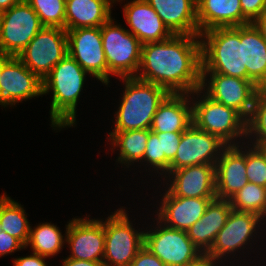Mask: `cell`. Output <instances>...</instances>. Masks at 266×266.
<instances>
[{
	"mask_svg": "<svg viewBox=\"0 0 266 266\" xmlns=\"http://www.w3.org/2000/svg\"><path fill=\"white\" fill-rule=\"evenodd\" d=\"M199 39L200 36L172 35L161 42L142 44L136 78L163 87L170 94H197L198 100L203 93Z\"/></svg>",
	"mask_w": 266,
	"mask_h": 266,
	"instance_id": "6da1fadb",
	"label": "cell"
},
{
	"mask_svg": "<svg viewBox=\"0 0 266 266\" xmlns=\"http://www.w3.org/2000/svg\"><path fill=\"white\" fill-rule=\"evenodd\" d=\"M87 73L67 54L42 81L43 95L53 92L50 120L54 130L75 126L77 102Z\"/></svg>",
	"mask_w": 266,
	"mask_h": 266,
	"instance_id": "7a4b0ae2",
	"label": "cell"
},
{
	"mask_svg": "<svg viewBox=\"0 0 266 266\" xmlns=\"http://www.w3.org/2000/svg\"><path fill=\"white\" fill-rule=\"evenodd\" d=\"M125 82L122 101L115 115L112 132L150 129L159 105L170 94L165 88L136 77L121 78Z\"/></svg>",
	"mask_w": 266,
	"mask_h": 266,
	"instance_id": "3957f363",
	"label": "cell"
},
{
	"mask_svg": "<svg viewBox=\"0 0 266 266\" xmlns=\"http://www.w3.org/2000/svg\"><path fill=\"white\" fill-rule=\"evenodd\" d=\"M202 73H220L247 79L243 68L240 26L218 27L200 33Z\"/></svg>",
	"mask_w": 266,
	"mask_h": 266,
	"instance_id": "277c9868",
	"label": "cell"
},
{
	"mask_svg": "<svg viewBox=\"0 0 266 266\" xmlns=\"http://www.w3.org/2000/svg\"><path fill=\"white\" fill-rule=\"evenodd\" d=\"M113 20L111 17L100 27L107 60V85L111 74L119 78L136 77L142 53L139 39Z\"/></svg>",
	"mask_w": 266,
	"mask_h": 266,
	"instance_id": "5b68a950",
	"label": "cell"
},
{
	"mask_svg": "<svg viewBox=\"0 0 266 266\" xmlns=\"http://www.w3.org/2000/svg\"><path fill=\"white\" fill-rule=\"evenodd\" d=\"M191 103L192 123L197 128L218 136L227 145H237L239 141L236 143V138L246 137L247 120L235 109L212 100L204 93L199 101Z\"/></svg>",
	"mask_w": 266,
	"mask_h": 266,
	"instance_id": "8992f818",
	"label": "cell"
},
{
	"mask_svg": "<svg viewBox=\"0 0 266 266\" xmlns=\"http://www.w3.org/2000/svg\"><path fill=\"white\" fill-rule=\"evenodd\" d=\"M127 214L120 208L104 221V266H130L144 246V231L135 230Z\"/></svg>",
	"mask_w": 266,
	"mask_h": 266,
	"instance_id": "52a82bcc",
	"label": "cell"
},
{
	"mask_svg": "<svg viewBox=\"0 0 266 266\" xmlns=\"http://www.w3.org/2000/svg\"><path fill=\"white\" fill-rule=\"evenodd\" d=\"M144 232V246L166 266H191L204 254L193 244L186 231L163 225Z\"/></svg>",
	"mask_w": 266,
	"mask_h": 266,
	"instance_id": "ba28073f",
	"label": "cell"
},
{
	"mask_svg": "<svg viewBox=\"0 0 266 266\" xmlns=\"http://www.w3.org/2000/svg\"><path fill=\"white\" fill-rule=\"evenodd\" d=\"M67 54L66 30L44 26L17 57L43 81Z\"/></svg>",
	"mask_w": 266,
	"mask_h": 266,
	"instance_id": "9c48e42d",
	"label": "cell"
},
{
	"mask_svg": "<svg viewBox=\"0 0 266 266\" xmlns=\"http://www.w3.org/2000/svg\"><path fill=\"white\" fill-rule=\"evenodd\" d=\"M43 27L33 8L21 0L0 13V50L18 56Z\"/></svg>",
	"mask_w": 266,
	"mask_h": 266,
	"instance_id": "30bf717a",
	"label": "cell"
},
{
	"mask_svg": "<svg viewBox=\"0 0 266 266\" xmlns=\"http://www.w3.org/2000/svg\"><path fill=\"white\" fill-rule=\"evenodd\" d=\"M207 76L210 77V81H207ZM200 89L203 92L205 90L204 93L212 100L238 111L246 120L251 114L256 95L260 90L251 80L220 73H202Z\"/></svg>",
	"mask_w": 266,
	"mask_h": 266,
	"instance_id": "8fae6325",
	"label": "cell"
},
{
	"mask_svg": "<svg viewBox=\"0 0 266 266\" xmlns=\"http://www.w3.org/2000/svg\"><path fill=\"white\" fill-rule=\"evenodd\" d=\"M227 146L218 136L202 131L192 123L182 133L179 148L170 162L169 172L192 165H216Z\"/></svg>",
	"mask_w": 266,
	"mask_h": 266,
	"instance_id": "7c38bea8",
	"label": "cell"
},
{
	"mask_svg": "<svg viewBox=\"0 0 266 266\" xmlns=\"http://www.w3.org/2000/svg\"><path fill=\"white\" fill-rule=\"evenodd\" d=\"M68 54L90 76L107 85V60L100 27L66 30Z\"/></svg>",
	"mask_w": 266,
	"mask_h": 266,
	"instance_id": "4fadbf2b",
	"label": "cell"
},
{
	"mask_svg": "<svg viewBox=\"0 0 266 266\" xmlns=\"http://www.w3.org/2000/svg\"><path fill=\"white\" fill-rule=\"evenodd\" d=\"M261 220L264 221V218L255 213L231 210L224 227L218 232L205 256L221 262L220 259L225 258L226 254L235 253L242 246V249L246 248L245 245L257 232L256 227L259 229Z\"/></svg>",
	"mask_w": 266,
	"mask_h": 266,
	"instance_id": "5bb4252c",
	"label": "cell"
},
{
	"mask_svg": "<svg viewBox=\"0 0 266 266\" xmlns=\"http://www.w3.org/2000/svg\"><path fill=\"white\" fill-rule=\"evenodd\" d=\"M66 242L71 254L68 258L103 261L105 251L104 222L101 220L72 218L66 225Z\"/></svg>",
	"mask_w": 266,
	"mask_h": 266,
	"instance_id": "9a60e30c",
	"label": "cell"
},
{
	"mask_svg": "<svg viewBox=\"0 0 266 266\" xmlns=\"http://www.w3.org/2000/svg\"><path fill=\"white\" fill-rule=\"evenodd\" d=\"M42 95V80L17 56H12L5 63L0 77V105L12 106L17 102Z\"/></svg>",
	"mask_w": 266,
	"mask_h": 266,
	"instance_id": "2e32d148",
	"label": "cell"
},
{
	"mask_svg": "<svg viewBox=\"0 0 266 266\" xmlns=\"http://www.w3.org/2000/svg\"><path fill=\"white\" fill-rule=\"evenodd\" d=\"M167 175L173 178L169 185L167 183V191L172 196L216 198L215 165H192L173 170Z\"/></svg>",
	"mask_w": 266,
	"mask_h": 266,
	"instance_id": "e0dca14e",
	"label": "cell"
},
{
	"mask_svg": "<svg viewBox=\"0 0 266 266\" xmlns=\"http://www.w3.org/2000/svg\"><path fill=\"white\" fill-rule=\"evenodd\" d=\"M241 147L239 144L228 145L215 165L216 198L229 200L248 183L246 149Z\"/></svg>",
	"mask_w": 266,
	"mask_h": 266,
	"instance_id": "ac0fdd59",
	"label": "cell"
},
{
	"mask_svg": "<svg viewBox=\"0 0 266 266\" xmlns=\"http://www.w3.org/2000/svg\"><path fill=\"white\" fill-rule=\"evenodd\" d=\"M158 209V220L168 227L187 231L201 219L211 200L215 198H186L172 196L167 190Z\"/></svg>",
	"mask_w": 266,
	"mask_h": 266,
	"instance_id": "d6986e66",
	"label": "cell"
},
{
	"mask_svg": "<svg viewBox=\"0 0 266 266\" xmlns=\"http://www.w3.org/2000/svg\"><path fill=\"white\" fill-rule=\"evenodd\" d=\"M124 18L131 32L142 44L161 42L173 34L156 11L145 0H133L124 5Z\"/></svg>",
	"mask_w": 266,
	"mask_h": 266,
	"instance_id": "ffe728a7",
	"label": "cell"
},
{
	"mask_svg": "<svg viewBox=\"0 0 266 266\" xmlns=\"http://www.w3.org/2000/svg\"><path fill=\"white\" fill-rule=\"evenodd\" d=\"M145 1L156 11L173 35L200 36L197 21V0Z\"/></svg>",
	"mask_w": 266,
	"mask_h": 266,
	"instance_id": "44dd1931",
	"label": "cell"
},
{
	"mask_svg": "<svg viewBox=\"0 0 266 266\" xmlns=\"http://www.w3.org/2000/svg\"><path fill=\"white\" fill-rule=\"evenodd\" d=\"M231 210L229 200L215 198L210 201L201 219L186 231L193 244L204 255L211 249Z\"/></svg>",
	"mask_w": 266,
	"mask_h": 266,
	"instance_id": "7402d4cb",
	"label": "cell"
},
{
	"mask_svg": "<svg viewBox=\"0 0 266 266\" xmlns=\"http://www.w3.org/2000/svg\"><path fill=\"white\" fill-rule=\"evenodd\" d=\"M197 21L199 33L251 23L242 14L240 0H197Z\"/></svg>",
	"mask_w": 266,
	"mask_h": 266,
	"instance_id": "603a6c76",
	"label": "cell"
},
{
	"mask_svg": "<svg viewBox=\"0 0 266 266\" xmlns=\"http://www.w3.org/2000/svg\"><path fill=\"white\" fill-rule=\"evenodd\" d=\"M186 96V97H185ZM189 94H169L159 105L150 130L162 133H183L192 124Z\"/></svg>",
	"mask_w": 266,
	"mask_h": 266,
	"instance_id": "cb8c5ba5",
	"label": "cell"
},
{
	"mask_svg": "<svg viewBox=\"0 0 266 266\" xmlns=\"http://www.w3.org/2000/svg\"><path fill=\"white\" fill-rule=\"evenodd\" d=\"M240 42L243 43V68L247 69V80L266 89V41L252 22L240 26Z\"/></svg>",
	"mask_w": 266,
	"mask_h": 266,
	"instance_id": "d4e9b609",
	"label": "cell"
},
{
	"mask_svg": "<svg viewBox=\"0 0 266 266\" xmlns=\"http://www.w3.org/2000/svg\"><path fill=\"white\" fill-rule=\"evenodd\" d=\"M115 0H66L65 30L101 27L111 18Z\"/></svg>",
	"mask_w": 266,
	"mask_h": 266,
	"instance_id": "484cf974",
	"label": "cell"
},
{
	"mask_svg": "<svg viewBox=\"0 0 266 266\" xmlns=\"http://www.w3.org/2000/svg\"><path fill=\"white\" fill-rule=\"evenodd\" d=\"M149 129H138L123 132H111L108 137L112 147H119L118 163L127 164V168L134 162H141L147 146Z\"/></svg>",
	"mask_w": 266,
	"mask_h": 266,
	"instance_id": "4316f807",
	"label": "cell"
},
{
	"mask_svg": "<svg viewBox=\"0 0 266 266\" xmlns=\"http://www.w3.org/2000/svg\"><path fill=\"white\" fill-rule=\"evenodd\" d=\"M0 227L26 247L31 226L24 208L9 196L0 203Z\"/></svg>",
	"mask_w": 266,
	"mask_h": 266,
	"instance_id": "83f0119b",
	"label": "cell"
},
{
	"mask_svg": "<svg viewBox=\"0 0 266 266\" xmlns=\"http://www.w3.org/2000/svg\"><path fill=\"white\" fill-rule=\"evenodd\" d=\"M58 227L51 223H42L35 226L34 229L30 227L29 239L26 246H31L33 253L52 257L55 256L64 246L66 238L60 232ZM65 241V242H64Z\"/></svg>",
	"mask_w": 266,
	"mask_h": 266,
	"instance_id": "f1b7e54d",
	"label": "cell"
},
{
	"mask_svg": "<svg viewBox=\"0 0 266 266\" xmlns=\"http://www.w3.org/2000/svg\"><path fill=\"white\" fill-rule=\"evenodd\" d=\"M232 210L252 212L266 220V187L248 182L229 199Z\"/></svg>",
	"mask_w": 266,
	"mask_h": 266,
	"instance_id": "f546056e",
	"label": "cell"
},
{
	"mask_svg": "<svg viewBox=\"0 0 266 266\" xmlns=\"http://www.w3.org/2000/svg\"><path fill=\"white\" fill-rule=\"evenodd\" d=\"M246 138L251 136L254 146H266V89H260L246 123ZM254 134V135H253ZM256 138H255V137Z\"/></svg>",
	"mask_w": 266,
	"mask_h": 266,
	"instance_id": "4dcf8cb0",
	"label": "cell"
},
{
	"mask_svg": "<svg viewBox=\"0 0 266 266\" xmlns=\"http://www.w3.org/2000/svg\"><path fill=\"white\" fill-rule=\"evenodd\" d=\"M43 26L65 29L66 0H25Z\"/></svg>",
	"mask_w": 266,
	"mask_h": 266,
	"instance_id": "1f68e13d",
	"label": "cell"
},
{
	"mask_svg": "<svg viewBox=\"0 0 266 266\" xmlns=\"http://www.w3.org/2000/svg\"><path fill=\"white\" fill-rule=\"evenodd\" d=\"M246 150V174L248 182L266 187V156L258 147L250 145Z\"/></svg>",
	"mask_w": 266,
	"mask_h": 266,
	"instance_id": "d6a6232c",
	"label": "cell"
},
{
	"mask_svg": "<svg viewBox=\"0 0 266 266\" xmlns=\"http://www.w3.org/2000/svg\"><path fill=\"white\" fill-rule=\"evenodd\" d=\"M157 134L161 147V171L166 175L169 172L170 162L174 159L179 148L182 133H162Z\"/></svg>",
	"mask_w": 266,
	"mask_h": 266,
	"instance_id": "836d02e7",
	"label": "cell"
},
{
	"mask_svg": "<svg viewBox=\"0 0 266 266\" xmlns=\"http://www.w3.org/2000/svg\"><path fill=\"white\" fill-rule=\"evenodd\" d=\"M142 162L149 163L155 170L161 171V147L156 133L149 129L147 146L144 152Z\"/></svg>",
	"mask_w": 266,
	"mask_h": 266,
	"instance_id": "e575fe53",
	"label": "cell"
},
{
	"mask_svg": "<svg viewBox=\"0 0 266 266\" xmlns=\"http://www.w3.org/2000/svg\"><path fill=\"white\" fill-rule=\"evenodd\" d=\"M242 14L253 22L266 8V0H240Z\"/></svg>",
	"mask_w": 266,
	"mask_h": 266,
	"instance_id": "d590c367",
	"label": "cell"
},
{
	"mask_svg": "<svg viewBox=\"0 0 266 266\" xmlns=\"http://www.w3.org/2000/svg\"><path fill=\"white\" fill-rule=\"evenodd\" d=\"M130 266H166L146 246H143L130 263Z\"/></svg>",
	"mask_w": 266,
	"mask_h": 266,
	"instance_id": "8d00e7d4",
	"label": "cell"
},
{
	"mask_svg": "<svg viewBox=\"0 0 266 266\" xmlns=\"http://www.w3.org/2000/svg\"><path fill=\"white\" fill-rule=\"evenodd\" d=\"M26 248L17 238L4 232L0 227V257Z\"/></svg>",
	"mask_w": 266,
	"mask_h": 266,
	"instance_id": "74e56055",
	"label": "cell"
},
{
	"mask_svg": "<svg viewBox=\"0 0 266 266\" xmlns=\"http://www.w3.org/2000/svg\"><path fill=\"white\" fill-rule=\"evenodd\" d=\"M45 256L32 253L25 257H19L14 259V266H48L45 262Z\"/></svg>",
	"mask_w": 266,
	"mask_h": 266,
	"instance_id": "f35d334b",
	"label": "cell"
},
{
	"mask_svg": "<svg viewBox=\"0 0 266 266\" xmlns=\"http://www.w3.org/2000/svg\"><path fill=\"white\" fill-rule=\"evenodd\" d=\"M62 266H104L103 261H87V260H77L66 258L63 259Z\"/></svg>",
	"mask_w": 266,
	"mask_h": 266,
	"instance_id": "ab89813d",
	"label": "cell"
},
{
	"mask_svg": "<svg viewBox=\"0 0 266 266\" xmlns=\"http://www.w3.org/2000/svg\"><path fill=\"white\" fill-rule=\"evenodd\" d=\"M252 23L259 30L263 39L266 41V8Z\"/></svg>",
	"mask_w": 266,
	"mask_h": 266,
	"instance_id": "60d3db41",
	"label": "cell"
},
{
	"mask_svg": "<svg viewBox=\"0 0 266 266\" xmlns=\"http://www.w3.org/2000/svg\"><path fill=\"white\" fill-rule=\"evenodd\" d=\"M216 262H217L216 259H212L204 255L199 261L192 264L191 266H219V265H216L219 262L217 263Z\"/></svg>",
	"mask_w": 266,
	"mask_h": 266,
	"instance_id": "b9f144b4",
	"label": "cell"
},
{
	"mask_svg": "<svg viewBox=\"0 0 266 266\" xmlns=\"http://www.w3.org/2000/svg\"><path fill=\"white\" fill-rule=\"evenodd\" d=\"M20 1L21 0H0V13L10 9Z\"/></svg>",
	"mask_w": 266,
	"mask_h": 266,
	"instance_id": "7bdbcfd3",
	"label": "cell"
},
{
	"mask_svg": "<svg viewBox=\"0 0 266 266\" xmlns=\"http://www.w3.org/2000/svg\"><path fill=\"white\" fill-rule=\"evenodd\" d=\"M12 57V55L4 53L0 50V77L5 63Z\"/></svg>",
	"mask_w": 266,
	"mask_h": 266,
	"instance_id": "ee69618b",
	"label": "cell"
},
{
	"mask_svg": "<svg viewBox=\"0 0 266 266\" xmlns=\"http://www.w3.org/2000/svg\"><path fill=\"white\" fill-rule=\"evenodd\" d=\"M264 153H265V156H266V146H258Z\"/></svg>",
	"mask_w": 266,
	"mask_h": 266,
	"instance_id": "f6af8a7d",
	"label": "cell"
},
{
	"mask_svg": "<svg viewBox=\"0 0 266 266\" xmlns=\"http://www.w3.org/2000/svg\"><path fill=\"white\" fill-rule=\"evenodd\" d=\"M6 194L4 193L3 195L0 196V203L6 198Z\"/></svg>",
	"mask_w": 266,
	"mask_h": 266,
	"instance_id": "bcb514c9",
	"label": "cell"
}]
</instances>
